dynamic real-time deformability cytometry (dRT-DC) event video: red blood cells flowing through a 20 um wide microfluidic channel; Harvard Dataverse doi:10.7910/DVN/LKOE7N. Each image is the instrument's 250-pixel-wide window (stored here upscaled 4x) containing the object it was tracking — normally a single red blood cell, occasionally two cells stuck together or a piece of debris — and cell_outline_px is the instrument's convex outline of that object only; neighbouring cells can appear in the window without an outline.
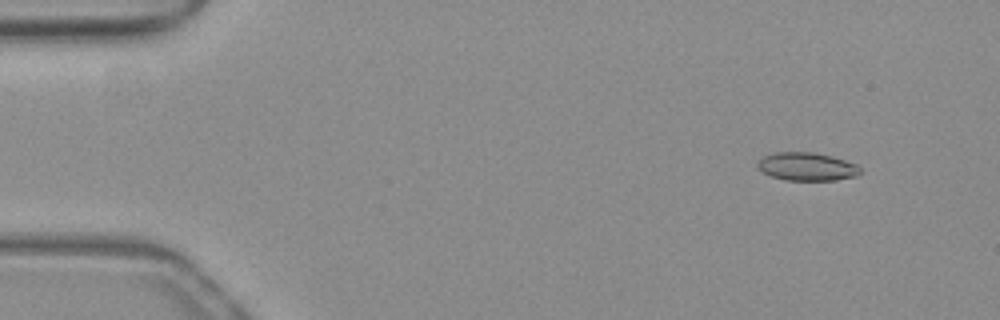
{"species": "common noctule bat (a hibernating species)", "species_latin": "Nyctalus noctula", "temperature_condition": "warm", "stored_images_in_passage": 8, "camera_frame_rate_fps": 3000, "um_per_image_px": 0.085, "animal": {"sex": "female", "body_mass_g": 19.3, "forearm_length_mm": 54.1}, "frame": {"image": 1, "passage_image": 5, "time_ms": 1.333, "image_size_px": [1000, 320], "cell_outline_px": [[860, 172], [856, 176], [836, 180], [784, 180], [772, 176], [764, 172], [756, 164], [756, 160], [764, 156], [776, 152], [812, 152], [832, 156], [856, 164], [860, 168]], "centroid_in_image_um": [68.57, 14.16], "position_along_channel_um": 16.4, "area_um2": 16.76}}